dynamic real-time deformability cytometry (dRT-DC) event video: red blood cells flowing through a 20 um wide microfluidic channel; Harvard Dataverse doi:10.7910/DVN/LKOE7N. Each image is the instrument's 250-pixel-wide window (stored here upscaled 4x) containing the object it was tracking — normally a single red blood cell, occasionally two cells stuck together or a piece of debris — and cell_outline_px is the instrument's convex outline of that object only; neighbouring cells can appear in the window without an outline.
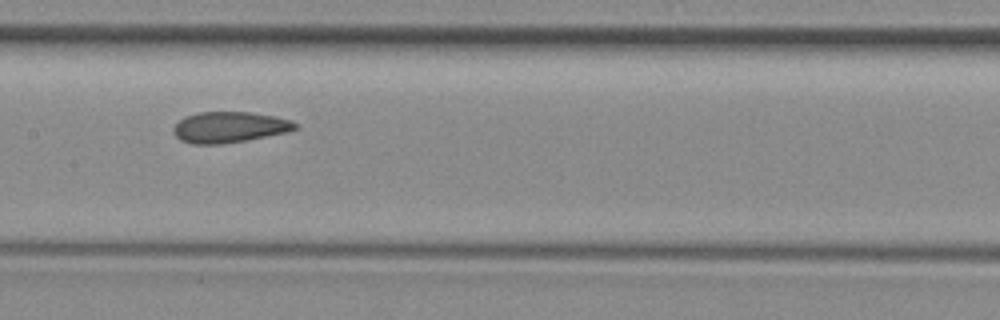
{"species": "common noctule bat (a hibernating species)", "species_latin": "Nyctalus noctula", "temperature_condition": "room temperature", "stored_images_in_passage": 9, "camera_frame_rate_fps": 3000, "um_per_image_px": 0.085, "animal": {"sex": "female", "body_mass_g": 29.2, "forearm_length_mm": 56.3}, "frame": {"image": 1, "passage_image": 8, "time_ms": 9.0, "image_size_px": [1000, 320], "cell_outline_px": [[296, 128], [288, 132], [244, 140], [220, 144], [192, 144], [180, 140], [172, 132], [172, 128], [184, 116], [196, 112], [252, 112], [276, 116], [292, 120], [296, 124]], "centroid_in_image_um": [19.47, 10.8], "position_along_channel_um": 187.9, "area_um2": 21.96}}
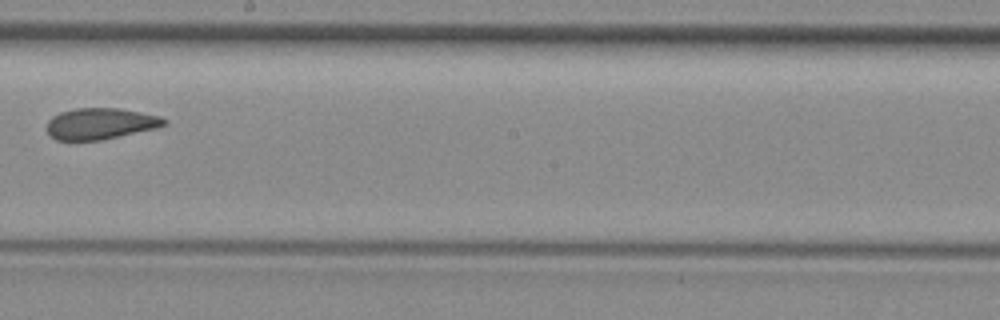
{"frame": {"image": 2, "passage_image": 9, "time_ms": 10.333, "image_size_px": [1000, 320], "cell_outline_px": [[168, 124], [156, 128], [100, 140], [56, 140], [48, 136], [48, 120], [52, 116], [60, 112], [76, 108], [120, 108], [160, 116], [168, 120]], "centroid_in_image_um": [8.53, 10.5], "position_along_channel_um": 239.7, "area_um2": 21.39}}